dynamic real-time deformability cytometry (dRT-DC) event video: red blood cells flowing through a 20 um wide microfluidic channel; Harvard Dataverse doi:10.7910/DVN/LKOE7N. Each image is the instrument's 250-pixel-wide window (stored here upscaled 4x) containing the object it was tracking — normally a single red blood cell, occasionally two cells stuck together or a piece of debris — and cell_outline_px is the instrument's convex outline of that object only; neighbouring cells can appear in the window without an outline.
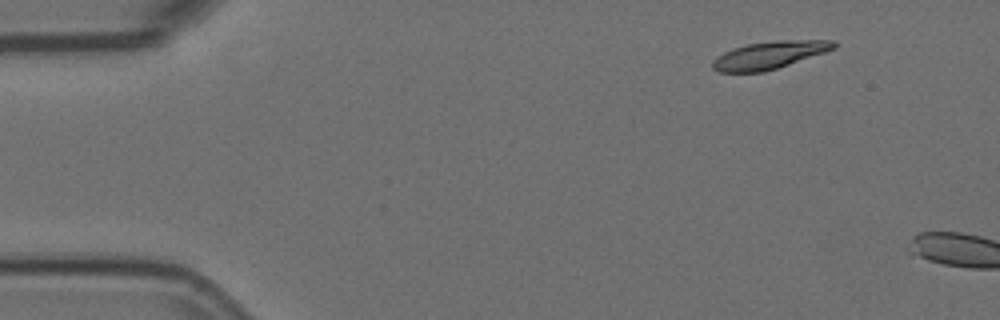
{"species": "Egyptian fruit bat (a non-hibernating species)", "species_latin": "Rousettus aegyptiacus", "temperature_condition": "room temperature", "stored_images_in_passage": 2, "camera_frame_rate_fps": 3000, "um_per_image_px": 0.085, "animal": {"sex": "female"}, "frame": {"image": 1, "passage_image": 1, "time_ms": 0.0, "image_size_px": [1000, 320], "cell_outline_px": [[836, 48], [764, 72], [720, 72], [712, 68], [712, 60], [724, 52], [732, 48], [748, 44], [776, 40], [836, 40]], "centroid_in_image_um": [65.37, 4.67], "position_along_channel_um": 19.6, "area_um2": 19.25}}